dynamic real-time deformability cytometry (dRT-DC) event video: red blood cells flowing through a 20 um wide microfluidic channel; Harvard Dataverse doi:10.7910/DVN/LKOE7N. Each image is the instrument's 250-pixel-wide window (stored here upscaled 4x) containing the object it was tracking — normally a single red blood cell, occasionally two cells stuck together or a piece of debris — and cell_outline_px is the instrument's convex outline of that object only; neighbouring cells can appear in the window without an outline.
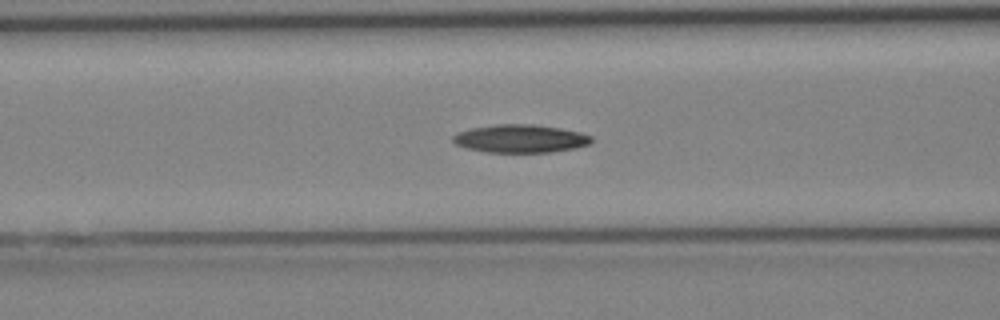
{"species": "Egyptian fruit bat (a non-hibernating species)", "species_latin": "Rousettus aegyptiacus", "temperature_condition": "cold", "stored_images_in_passage": 26, "camera_frame_rate_fps": 3000, "um_per_image_px": 0.085, "animal": {"sex": "female"}, "frame": {"image": 1, "passage_image": 8, "time_ms": 2.333, "image_size_px": [1000, 320], "cell_outline_px": [[592, 140], [588, 144], [576, 148], [548, 152], [488, 152], [468, 148], [456, 144], [452, 140], [452, 136], [468, 128], [496, 124], [532, 124], [560, 128], [580, 132], [592, 136]], "centroid_in_image_um": [44.23, 11.77], "position_along_channel_um": 122.4, "area_um2": 22.54}}
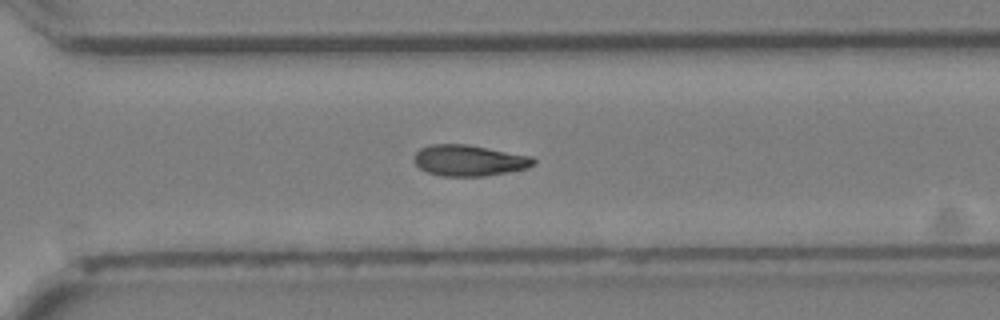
{"frame": {"image": 2, "passage_image": 19, "time_ms": 6.0, "image_size_px": [1000, 320], "cell_outline_px": [[536, 164], [528, 168], [508, 172], [484, 176], [440, 176], [428, 172], [420, 168], [412, 160], [412, 156], [420, 148], [432, 144], [464, 144], [532, 156], [536, 160]], "centroid_in_image_um": [39.86, 13.64], "position_along_channel_um": 330.7, "area_um2": 21.68}}